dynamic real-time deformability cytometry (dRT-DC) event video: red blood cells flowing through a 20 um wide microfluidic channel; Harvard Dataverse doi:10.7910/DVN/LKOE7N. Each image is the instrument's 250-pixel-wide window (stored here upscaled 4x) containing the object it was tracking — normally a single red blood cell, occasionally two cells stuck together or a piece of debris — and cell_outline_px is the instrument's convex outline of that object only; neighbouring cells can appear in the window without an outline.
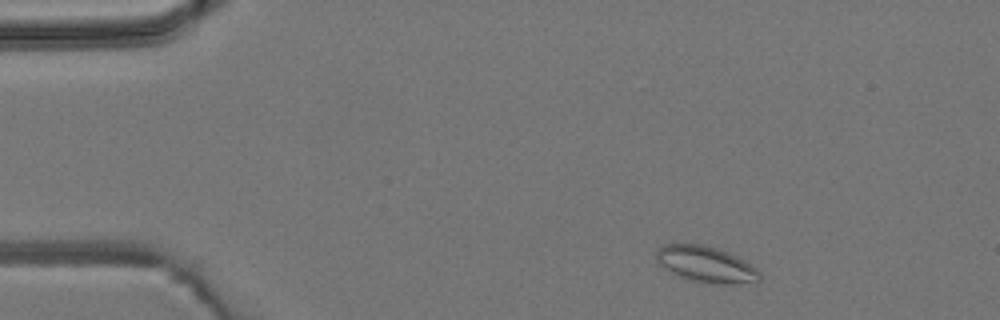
{"species": "common noctule bat (a hibernating species)", "species_latin": "Nyctalus noctula", "temperature_condition": "room temperature", "stored_images_in_passage": 3, "camera_frame_rate_fps": 3000, "um_per_image_px": 0.085, "animal": {"sex": "male", "body_mass_g": 19.2, "forearm_length_mm": 51.8}, "frame": {"image": 1, "passage_image": 1, "time_ms": 0.0, "image_size_px": [1000, 320], "cell_outline_px": [[760, 280], [728, 284], [716, 284], [692, 280], [668, 272], [660, 264], [656, 256], [656, 248], [664, 244], [704, 244], [728, 252], [744, 260], [756, 268], [760, 272]], "centroid_in_image_um": [59.97, 22.45], "position_along_channel_um": 25.0, "area_um2": 21.56}}